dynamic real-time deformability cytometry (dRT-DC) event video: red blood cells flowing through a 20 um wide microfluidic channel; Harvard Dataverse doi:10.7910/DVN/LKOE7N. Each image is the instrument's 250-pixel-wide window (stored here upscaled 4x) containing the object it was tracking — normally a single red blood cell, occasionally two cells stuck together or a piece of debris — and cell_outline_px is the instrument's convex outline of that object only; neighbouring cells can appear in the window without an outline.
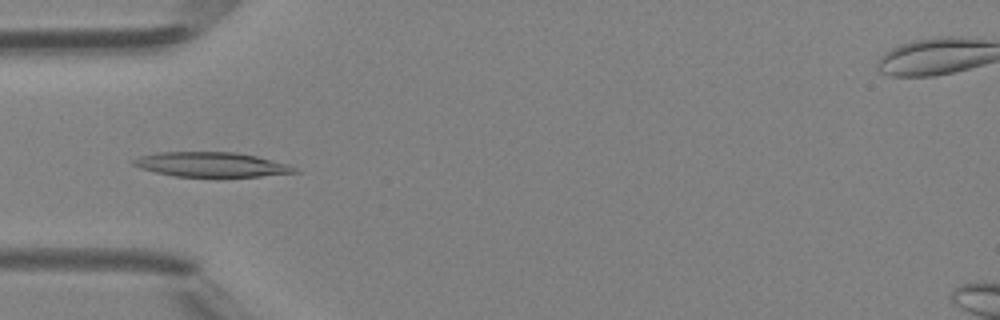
{"species": "Egyptian fruit bat (a non-hibernating species)", "species_latin": "Rousettus aegyptiacus", "temperature_condition": "room temperature", "stored_images_in_passage": 34, "camera_frame_rate_fps": 3000, "um_per_image_px": 0.085, "animal": {"sex": "female"}, "frame": {"image": 1, "passage_image": 4, "time_ms": 1.0, "image_size_px": [1000, 320], "cell_outline_px": [[304, 172], [260, 176], [176, 176], [156, 172], [140, 168], [132, 164], [132, 160], [140, 156], [160, 152], [236, 152], [256, 156], [288, 164]], "centroid_in_image_um": [18.0, 13.98], "position_along_channel_um": 67.0, "area_um2": 23.0}}
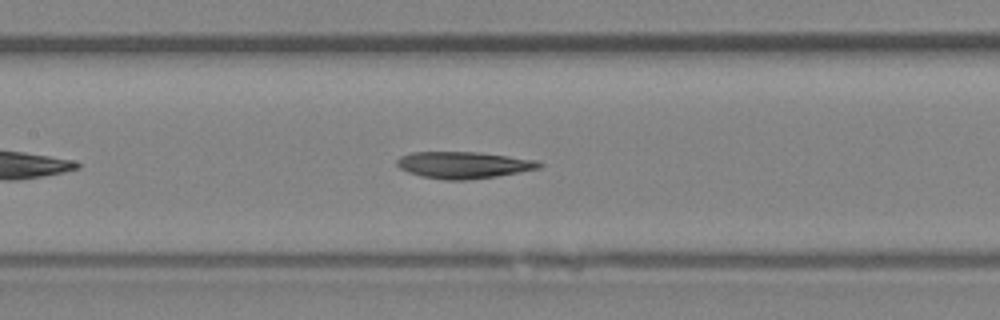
{"frame": {"image": 2, "passage_image": 11, "time_ms": 3.333, "image_size_px": [1000, 320], "cell_outline_px": [[544, 164], [540, 168], [496, 176], [464, 180], [444, 180], [420, 176], [408, 172], [400, 168], [396, 164], [396, 160], [400, 156], [412, 152], [480, 152], [536, 160]], "centroid_in_image_um": [39.38, 14.02], "position_along_channel_um": 168.0, "area_um2": 22.14}}
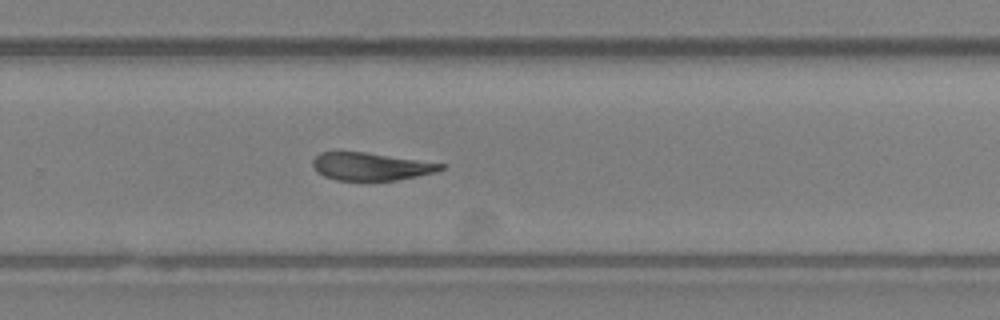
{"frame": {"image": 3, "passage_image": 20, "time_ms": 6.333, "image_size_px": [1000, 320], "cell_outline_px": [[444, 168], [436, 172], [396, 180], [336, 180], [324, 176], [316, 172], [312, 164], [312, 160], [320, 152], [364, 152], [444, 164]], "centroid_in_image_um": [31.47, 14.15], "position_along_channel_um": 298.3, "area_um2": 20.4}, "authors_computed_cell_mechanics": {"area_um2": 21.5883, "velocity_mm_per_s": 4.3577, "shape_relaxation_time_tau1_ms": 7.7995, "shape_relaxation_time_tau2_ms": 2.9074, "deformation_change_tau1": 0.2084, "deformation_change_tau2": 0.1057}}